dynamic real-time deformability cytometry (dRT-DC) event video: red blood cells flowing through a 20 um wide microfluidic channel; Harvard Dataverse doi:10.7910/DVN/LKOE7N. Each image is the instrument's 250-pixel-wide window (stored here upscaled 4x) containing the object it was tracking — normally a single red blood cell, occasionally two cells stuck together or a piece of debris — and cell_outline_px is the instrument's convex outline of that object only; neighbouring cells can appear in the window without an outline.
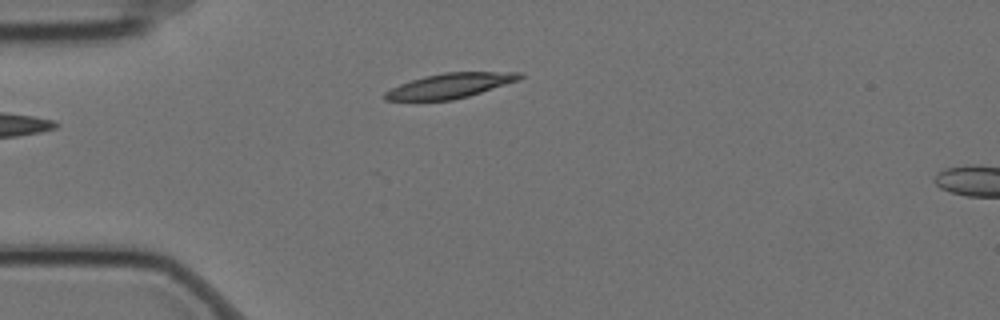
{"species": "Egyptian fruit bat (a non-hibernating species)", "species_latin": "Rousettus aegyptiacus", "temperature_condition": "cold", "stored_images_in_passage": 4, "camera_frame_rate_fps": 3000, "um_per_image_px": 0.085, "animal": {"sex": "female"}, "frame": {"image": 1, "passage_image": 4, "time_ms": 1.0, "image_size_px": [1000, 320], "cell_outline_px": [[524, 76], [520, 80], [468, 96], [452, 100], [384, 100], [384, 92], [400, 84], [424, 76], [444, 72], [524, 72]], "centroid_in_image_um": [38.29, 7.27], "position_along_channel_um": 46.7, "area_um2": 19.42}}